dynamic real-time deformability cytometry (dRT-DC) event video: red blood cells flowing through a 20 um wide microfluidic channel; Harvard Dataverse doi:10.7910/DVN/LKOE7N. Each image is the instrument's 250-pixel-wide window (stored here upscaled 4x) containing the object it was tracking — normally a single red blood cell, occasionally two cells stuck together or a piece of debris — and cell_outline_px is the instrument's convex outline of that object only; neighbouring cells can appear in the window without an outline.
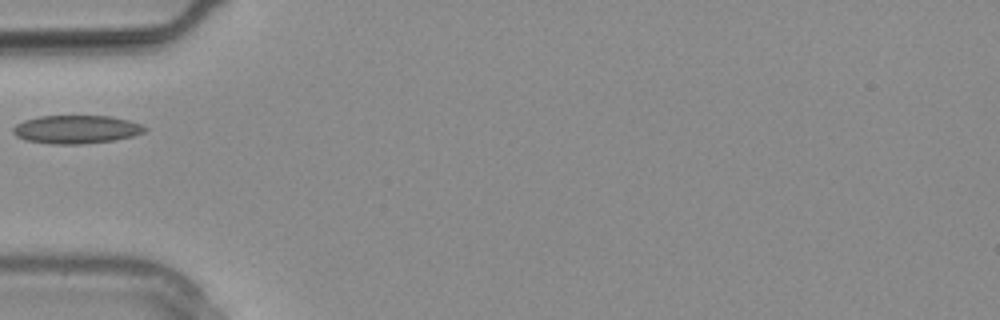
{"species": "common noctule bat (a hibernating species)", "species_latin": "Nyctalus noctula", "temperature_condition": "warm", "stored_images_in_passage": 17, "camera_frame_rate_fps": 3000, "um_per_image_px": 0.085, "animal": {"sex": "male", "body_mass_g": 20.4}, "frame": {"image": 1, "passage_image": 1, "time_ms": 0.0, "image_size_px": [1000, 320], "cell_outline_px": [[148, 128], [144, 132], [132, 136], [112, 140], [80, 144], [52, 144], [24, 140], [16, 136], [12, 132], [12, 128], [16, 124], [24, 120], [40, 116], [108, 116], [128, 120], [140, 124]], "centroid_in_image_um": [6.44, 11.0], "position_along_channel_um": 78.6, "area_um2": 21.62}}